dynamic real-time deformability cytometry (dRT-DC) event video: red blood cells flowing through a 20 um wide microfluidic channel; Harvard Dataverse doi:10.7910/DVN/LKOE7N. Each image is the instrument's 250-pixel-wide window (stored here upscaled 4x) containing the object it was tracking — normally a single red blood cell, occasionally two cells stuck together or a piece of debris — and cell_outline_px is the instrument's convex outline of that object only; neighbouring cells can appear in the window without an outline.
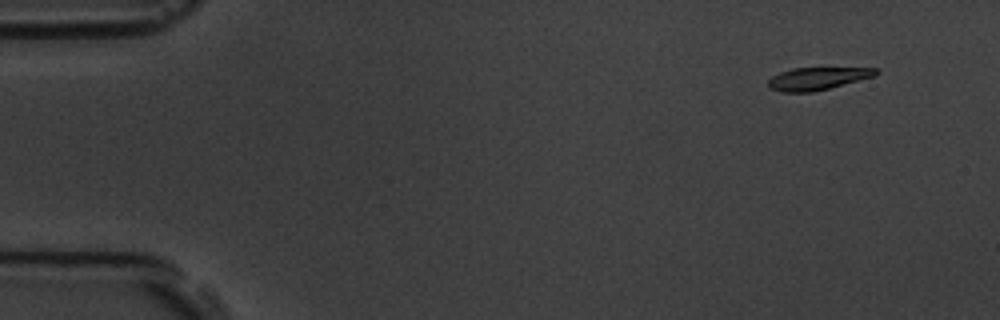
{"species": "common noctule bat (a hibernating species)", "species_latin": "Nyctalus noctula", "temperature_condition": "room temperature", "stored_images_in_passage": 4, "camera_frame_rate_fps": 3000, "um_per_image_px": 0.085, "animal": {"sex": "male", "body_mass_g": 19.5, "forearm_length_mm": 54.6}, "frame": {"image": 1, "passage_image": 1, "time_ms": 0.0, "image_size_px": [1000, 320], "cell_outline_px": [[880, 72], [876, 76], [812, 92], [784, 92], [768, 88], [768, 80], [772, 76], [780, 72], [792, 68], [876, 68]], "centroid_in_image_um": [69.48, 6.67], "position_along_channel_um": 15.5, "area_um2": 14.1}}